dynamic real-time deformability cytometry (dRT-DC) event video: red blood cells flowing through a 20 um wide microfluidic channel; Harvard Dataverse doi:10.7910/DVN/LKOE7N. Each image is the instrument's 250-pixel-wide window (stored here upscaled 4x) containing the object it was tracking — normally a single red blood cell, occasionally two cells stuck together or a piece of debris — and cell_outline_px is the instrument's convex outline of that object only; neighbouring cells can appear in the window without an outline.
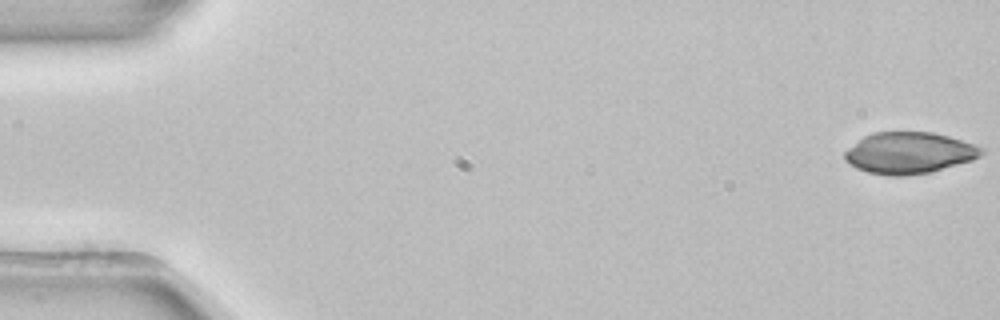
{"species": "common noctule bat (a hibernating species)", "species_latin": "Nyctalus noctula", "temperature_condition": "room temperature", "stored_images_in_passage": 53, "camera_frame_rate_fps": 3000, "um_per_image_px": 0.085, "animal": {"sex": "female", "body_mass_g": 22.7, "forearm_length_mm": 54.2}, "frame": {"image": 1, "passage_image": 1, "time_ms": 0.0, "image_size_px": [1000, 320], "cell_outline_px": [[984, 152], [980, 156], [972, 160], [932, 172], [904, 176], [888, 176], [868, 172], [856, 168], [844, 160], [844, 152], [848, 148], [864, 136], [872, 132], [932, 132], [948, 136], [984, 148]], "centroid_in_image_um": [77.26, 13.01], "position_along_channel_um": 7.7, "area_um2": 33.06}}